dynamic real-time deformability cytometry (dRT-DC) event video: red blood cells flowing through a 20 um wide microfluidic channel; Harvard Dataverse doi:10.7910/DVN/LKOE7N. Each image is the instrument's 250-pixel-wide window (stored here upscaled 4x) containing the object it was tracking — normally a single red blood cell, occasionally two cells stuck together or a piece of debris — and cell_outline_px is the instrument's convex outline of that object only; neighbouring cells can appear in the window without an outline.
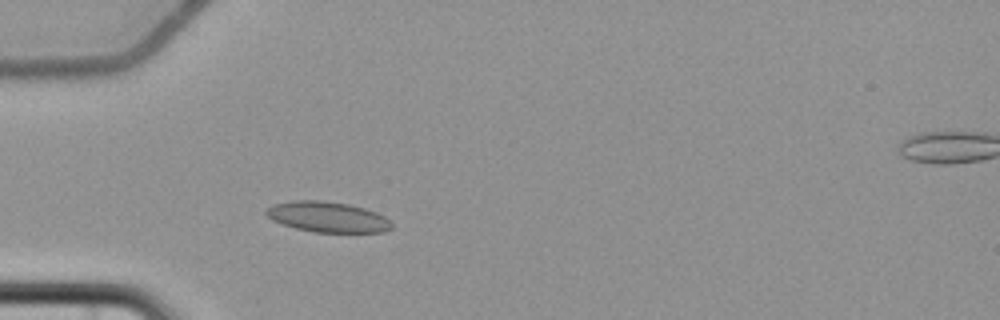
{"species": "common noctule bat (a hibernating species)", "species_latin": "Nyctalus noctula", "temperature_condition": "cold", "stored_images_in_passage": 5, "camera_frame_rate_fps": 3000, "um_per_image_px": 0.085, "animal": {"sex": "female", "body_mass_g": 22.7, "forearm_length_mm": 54.2}, "frame": {"image": 1, "passage_image": 4, "time_ms": 3.667, "image_size_px": [1000, 320], "cell_outline_px": [[392, 228], [384, 232], [316, 232], [296, 228], [272, 220], [264, 212], [272, 204], [292, 200], [324, 200], [348, 204], [364, 208], [376, 212], [384, 216], [392, 224]], "centroid_in_image_um": [27.84, 18.43], "position_along_channel_um": 57.2, "area_um2": 22.25}}